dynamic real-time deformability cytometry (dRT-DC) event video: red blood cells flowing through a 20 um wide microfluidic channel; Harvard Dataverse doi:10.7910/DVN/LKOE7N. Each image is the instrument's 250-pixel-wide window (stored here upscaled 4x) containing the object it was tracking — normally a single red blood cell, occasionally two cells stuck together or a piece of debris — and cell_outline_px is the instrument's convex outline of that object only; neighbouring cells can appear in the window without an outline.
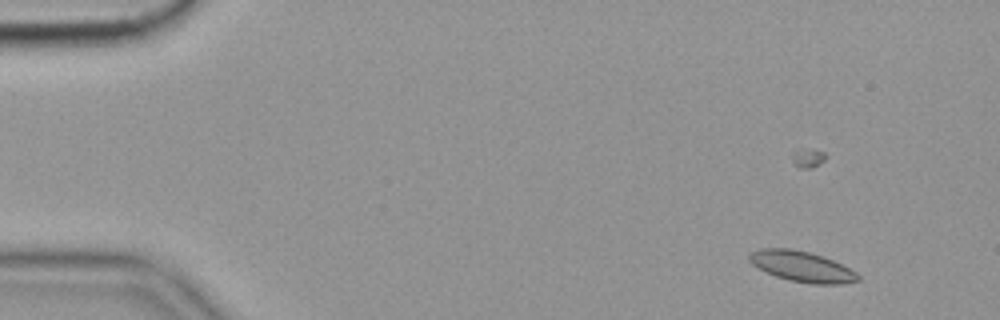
{"species": "common noctule bat (a hibernating species)", "species_latin": "Nyctalus noctula", "temperature_condition": "cold", "stored_images_in_passage": 58, "camera_frame_rate_fps": 3000, "um_per_image_px": 0.085, "animal": {"sex": "female", "body_mass_g": 19.9}, "frame": {"image": 1, "passage_image": 6, "time_ms": 1.667, "image_size_px": [1000, 320], "cell_outline_px": [[860, 280], [840, 284], [812, 284], [788, 280], [776, 276], [752, 264], [748, 260], [748, 256], [752, 252], [760, 248], [788, 248], [808, 252], [832, 260], [856, 272], [860, 276]], "centroid_in_image_um": [68.15, 22.66], "position_along_channel_um": 16.9, "area_um2": 19.07}}
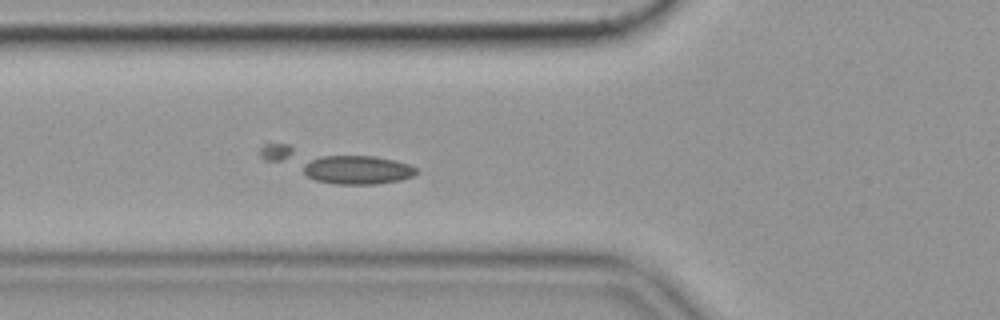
{"frame": {"image": 2, "passage_image": 22, "time_ms": 7.0, "image_size_px": [1000, 320], "cell_outline_px": [[420, 172], [412, 176], [400, 180], [376, 184], [336, 184], [316, 180], [308, 176], [304, 172], [304, 164], [320, 156], [372, 156], [392, 160], [408, 164], [416, 168]], "centroid_in_image_um": [30.4, 14.45], "position_along_channel_um": 95.4, "area_um2": 18.67}}
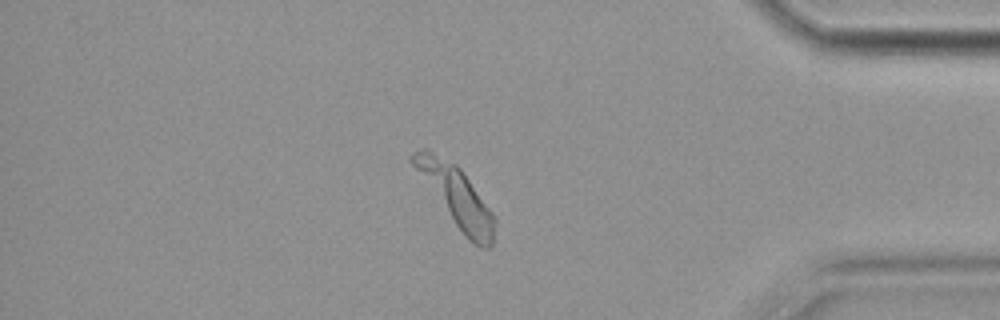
{"frame": {"image": 3, "passage_image": 50, "time_ms": 16.333, "image_size_px": [1000, 320], "cell_outline_px": [[496, 224], [492, 248], [480, 248], [472, 244], [468, 240], [456, 224], [412, 164], [408, 156], [412, 152], [420, 148], [428, 148], [456, 164], [460, 168], [496, 216]], "centroid_in_image_um": [38.83, 16.69], "position_along_channel_um": 396.4, "area_um2": 27.98}, "authors_computed_cell_mechanics": {"area_um2": 18.9006, "velocity_mm_per_s": 3.4978, "shape_relaxation_time_tau1_ms": 3.1757, "shape_relaxation_time_tau2_ms": null, "deformation_change_tau1": 0.0938, "deformation_change_tau2": null}}